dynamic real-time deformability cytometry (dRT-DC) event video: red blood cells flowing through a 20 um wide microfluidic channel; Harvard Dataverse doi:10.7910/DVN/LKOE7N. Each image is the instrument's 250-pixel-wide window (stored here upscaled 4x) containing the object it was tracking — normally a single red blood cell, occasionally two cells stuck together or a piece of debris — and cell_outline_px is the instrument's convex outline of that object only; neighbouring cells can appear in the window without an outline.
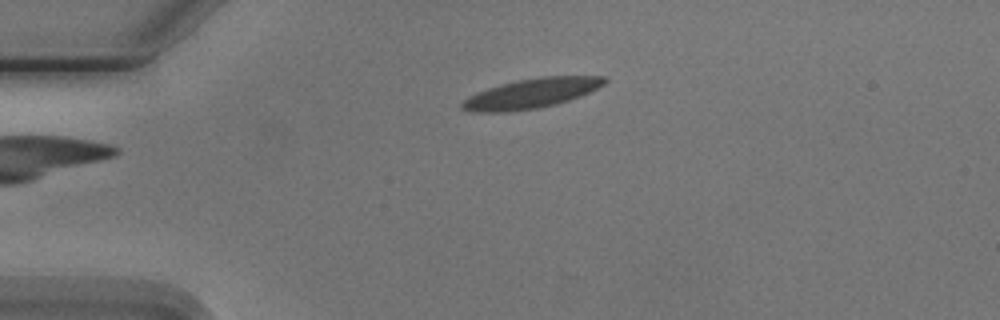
{"species": "Egyptian fruit bat (a non-hibernating species)", "species_latin": "Rousettus aegyptiacus", "temperature_condition": "cold", "stored_images_in_passage": 2, "camera_frame_rate_fps": 3000, "um_per_image_px": 0.085, "animal": {"sex": "male"}, "frame": {"image": 1, "passage_image": 2, "time_ms": 1.0, "image_size_px": [1000, 320], "cell_outline_px": [[608, 80], [604, 84], [580, 96], [556, 104], [536, 108], [504, 112], [472, 112], [460, 108], [460, 104], [468, 96], [476, 92], [488, 88], [516, 80], [540, 76], [608, 76]], "centroid_in_image_um": [45.14, 7.93], "position_along_channel_um": 39.9, "area_um2": 24.62}}